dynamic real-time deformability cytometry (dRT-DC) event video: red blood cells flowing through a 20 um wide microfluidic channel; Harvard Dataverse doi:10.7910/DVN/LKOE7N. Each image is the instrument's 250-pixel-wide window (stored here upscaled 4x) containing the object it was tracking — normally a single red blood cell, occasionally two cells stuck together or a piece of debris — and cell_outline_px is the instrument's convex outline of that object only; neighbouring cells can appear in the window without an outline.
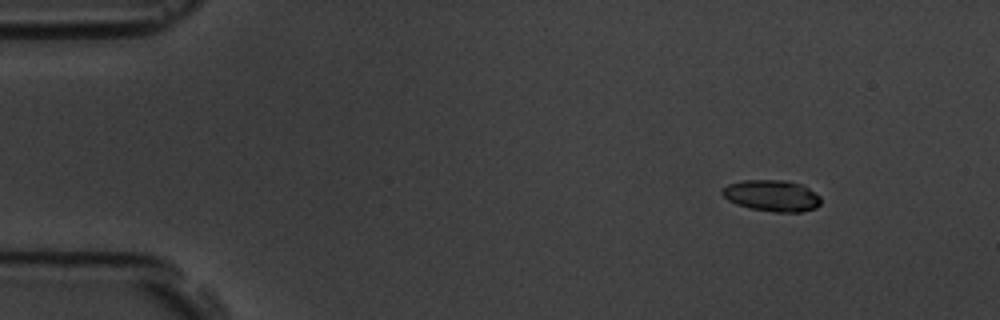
{"species": "common noctule bat (a hibernating species)", "species_latin": "Nyctalus noctula", "temperature_condition": "room temperature", "stored_images_in_passage": 6, "camera_frame_rate_fps": 3000, "um_per_image_px": 0.085, "animal": {"sex": "male", "body_mass_g": 19.5, "forearm_length_mm": 54.6}, "frame": {"image": 1, "passage_image": 2, "time_ms": 1.333, "image_size_px": [1000, 320], "cell_outline_px": [[820, 204], [816, 208], [800, 212], [772, 212], [752, 208], [736, 204], [728, 200], [720, 192], [720, 188], [728, 184], [744, 180], [784, 180], [804, 184], [820, 196]], "centroid_in_image_um": [65.62, 16.62], "position_along_channel_um": 19.4, "area_um2": 18.21}}
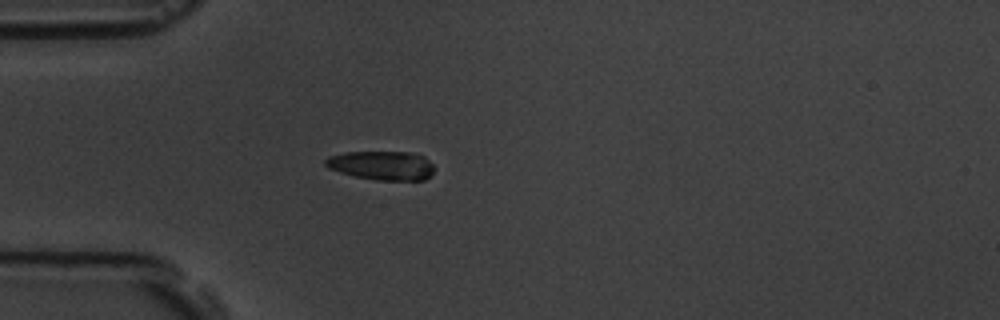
{"frame": {"image": 2, "passage_image": 5, "time_ms": 4.667, "image_size_px": [1000, 320], "cell_outline_px": [[432, 172], [424, 180], [376, 180], [356, 176], [340, 172], [328, 168], [324, 164], [324, 160], [328, 156], [344, 152], [408, 152], [424, 156], [432, 164]], "centroid_in_image_um": [32.41, 14.05], "position_along_channel_um": 52.6, "area_um2": 18.26}}